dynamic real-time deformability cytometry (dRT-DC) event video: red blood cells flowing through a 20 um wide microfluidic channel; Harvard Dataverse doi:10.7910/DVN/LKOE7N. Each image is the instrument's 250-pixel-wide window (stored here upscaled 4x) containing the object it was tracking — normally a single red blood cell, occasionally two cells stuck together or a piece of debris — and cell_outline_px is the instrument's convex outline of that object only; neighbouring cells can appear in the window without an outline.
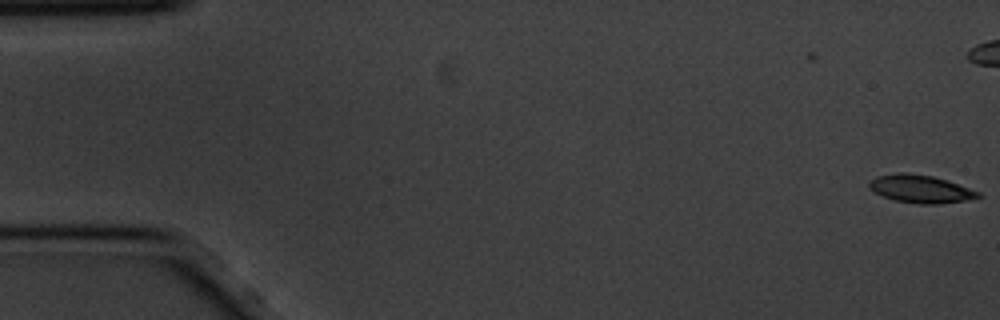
{"species": "common noctule bat (a hibernating species)", "species_latin": "Nyctalus noctula", "temperature_condition": "cold", "stored_images_in_passage": 5, "camera_frame_rate_fps": 3000, "um_per_image_px": 0.085, "animal": {"sex": "male", "body_mass_g": 20.1, "forearm_length_mm": 53.5}, "frame": {"image": 1, "passage_image": 5, "time_ms": 1.333, "image_size_px": [1000, 320], "cell_outline_px": [[984, 196], [968, 200], [936, 204], [920, 204], [896, 200], [884, 196], [868, 188], [868, 180], [876, 176], [896, 172], [908, 172], [932, 176], [948, 180], [980, 192]], "centroid_in_image_um": [78.25, 16.04], "position_along_channel_um": 6.8, "area_um2": 17.86}}